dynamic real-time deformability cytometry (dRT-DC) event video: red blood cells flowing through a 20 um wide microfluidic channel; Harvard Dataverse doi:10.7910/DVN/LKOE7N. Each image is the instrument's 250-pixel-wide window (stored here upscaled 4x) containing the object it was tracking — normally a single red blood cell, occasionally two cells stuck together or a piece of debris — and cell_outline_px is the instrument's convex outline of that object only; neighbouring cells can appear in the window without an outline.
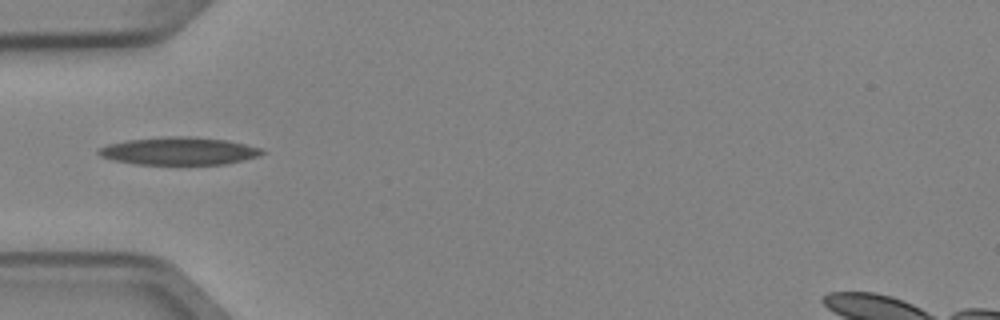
{"species": "Egyptian fruit bat (a non-hibernating species)", "species_latin": "Rousettus aegyptiacus", "temperature_condition": "cold", "stored_images_in_passage": 4, "camera_frame_rate_fps": 3000, "um_per_image_px": 0.085, "animal": {"sex": "female"}, "frame": {"image": 1, "passage_image": 4, "time_ms": 1.0, "image_size_px": [1000, 320], "cell_outline_px": [[264, 152], [256, 156], [224, 164], [136, 164], [116, 160], [100, 156], [96, 152], [100, 148], [108, 144], [128, 140], [168, 136], [188, 136], [228, 140], [260, 148]], "centroid_in_image_um": [15.18, 12.83], "position_along_channel_um": 69.8, "area_um2": 25.95}}